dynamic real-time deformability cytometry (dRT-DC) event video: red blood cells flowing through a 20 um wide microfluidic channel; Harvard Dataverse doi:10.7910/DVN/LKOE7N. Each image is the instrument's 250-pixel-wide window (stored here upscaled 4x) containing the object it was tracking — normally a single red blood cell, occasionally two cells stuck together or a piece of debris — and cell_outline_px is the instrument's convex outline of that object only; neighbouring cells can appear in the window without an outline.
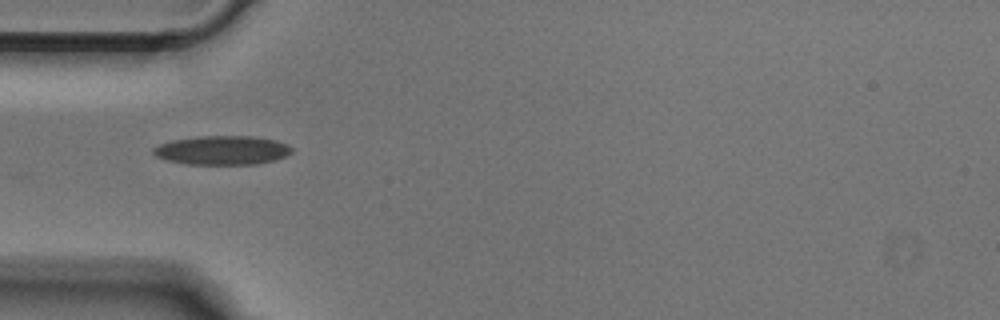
{"species": "Egyptian fruit bat (a non-hibernating species)", "species_latin": "Rousettus aegyptiacus", "temperature_condition": "cold", "stored_images_in_passage": 29, "camera_frame_rate_fps": 3000, "um_per_image_px": 0.085, "animal": {"sex": "male"}, "frame": {"image": 1, "passage_image": 1, "time_ms": 0.0, "image_size_px": [1000, 320], "cell_outline_px": [[292, 152], [276, 160], [256, 164], [188, 164], [168, 160], [156, 156], [152, 152], [152, 148], [160, 144], [172, 140], [200, 136], [252, 136], [276, 140], [288, 144], [292, 148]], "centroid_in_image_um": [18.91, 12.76], "position_along_channel_um": 66.1, "area_um2": 23.35}}
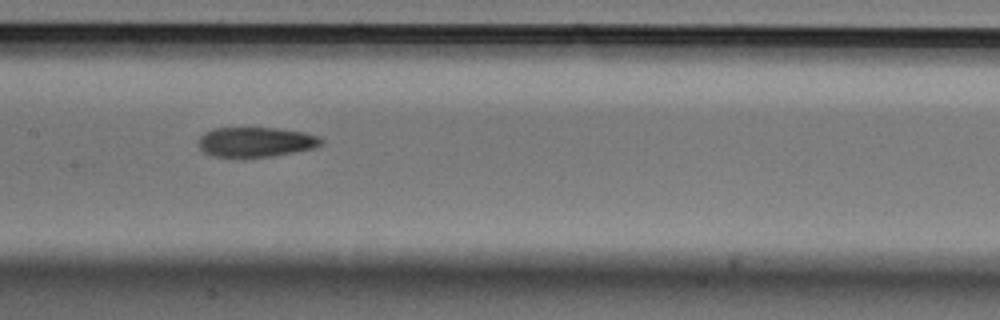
{"frame": {"image": 2, "passage_image": 10, "time_ms": 3.0, "image_size_px": [1000, 320], "cell_outline_px": [[324, 144], [316, 148], [296, 152], [272, 156], [244, 160], [212, 156], [204, 152], [200, 148], [200, 136], [204, 132], [216, 128], [276, 128], [304, 132], [316, 136], [324, 140]], "centroid_in_image_um": [21.75, 12.11], "position_along_channel_um": 185.6, "area_um2": 22.02}}
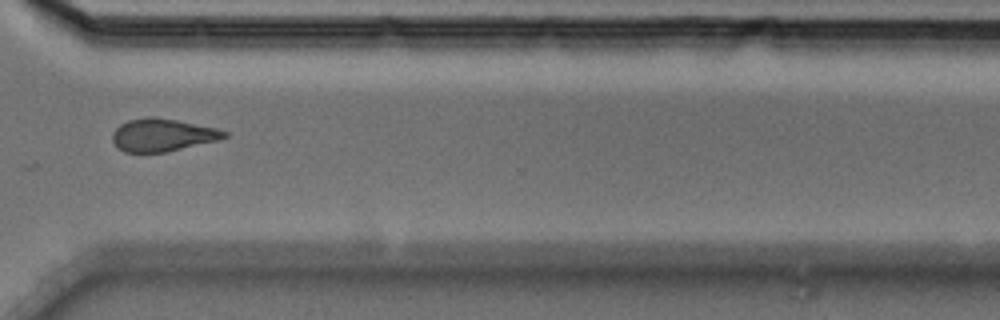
{"frame": {"image": 3, "passage_image": 23, "time_ms": 7.333, "image_size_px": [1000, 320], "cell_outline_px": [[228, 136], [220, 140], [168, 152], [124, 152], [112, 140], [112, 132], [120, 124], [128, 120], [148, 116], [152, 116], [176, 120], [216, 128], [228, 132]], "centroid_in_image_um": [13.83, 11.47], "position_along_channel_um": 356.8, "area_um2": 21.39}}